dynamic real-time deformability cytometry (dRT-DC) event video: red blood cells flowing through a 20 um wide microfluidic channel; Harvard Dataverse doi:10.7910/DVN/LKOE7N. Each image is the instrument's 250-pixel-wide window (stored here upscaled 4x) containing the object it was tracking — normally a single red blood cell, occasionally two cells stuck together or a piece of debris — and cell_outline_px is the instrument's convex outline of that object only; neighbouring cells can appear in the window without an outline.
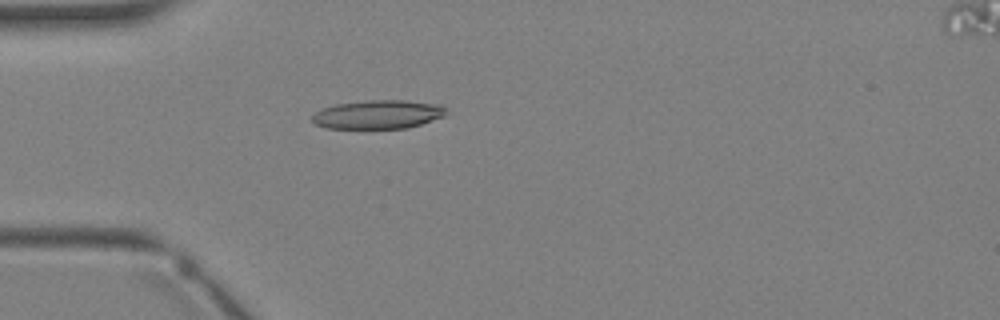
{"species": "Egyptian fruit bat (a non-hibernating species)", "species_latin": "Rousettus aegyptiacus", "temperature_condition": "warm", "stored_images_in_passage": 3, "segment_of_instrument_passage": [1, 2], "camera_frame_rate_fps": 3000, "um_per_image_px": 0.085, "animal": {"sex": "female"}, "frame": {"image": 1, "passage_image": 2, "time_ms": 2.0, "image_size_px": [1000, 320], "cell_outline_px": [[448, 112], [444, 116], [408, 128], [328, 128], [316, 124], [312, 120], [312, 116], [316, 112], [324, 108], [336, 104], [364, 100], [404, 100], [440, 104]], "centroid_in_image_um": [32.15, 9.72], "position_along_channel_um": 52.8, "area_um2": 22.31}}